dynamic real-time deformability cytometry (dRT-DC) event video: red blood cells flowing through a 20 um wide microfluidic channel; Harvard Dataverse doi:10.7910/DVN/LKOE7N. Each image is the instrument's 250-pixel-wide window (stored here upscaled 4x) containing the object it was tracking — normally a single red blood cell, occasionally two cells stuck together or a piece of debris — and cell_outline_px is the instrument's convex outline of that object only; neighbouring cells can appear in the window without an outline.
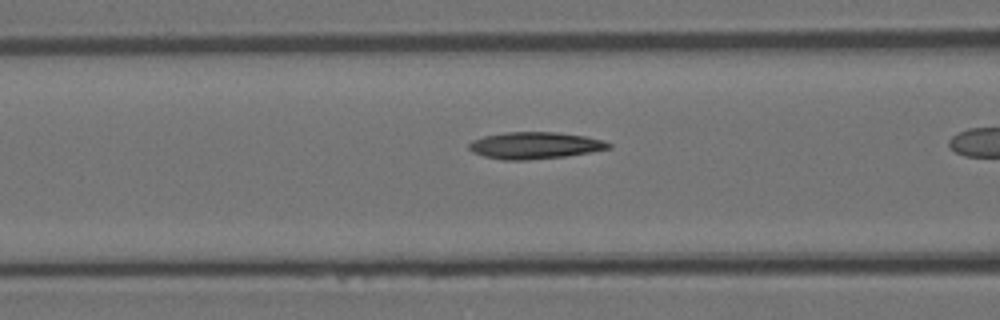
{"species": "Egyptian fruit bat (a non-hibernating species)", "species_latin": "Rousettus aegyptiacus", "temperature_condition": "room temperature", "stored_images_in_passage": 30, "camera_frame_rate_fps": 3000, "um_per_image_px": 0.085, "animal": {"sex": "female"}, "frame": {"image": 1, "passage_image": 9, "time_ms": 2.667, "image_size_px": [1000, 320], "cell_outline_px": [[612, 148], [564, 156], [528, 160], [504, 160], [484, 156], [472, 152], [468, 148], [468, 144], [472, 140], [484, 136], [504, 132], [556, 132], [584, 136], [604, 140], [612, 144]], "centroid_in_image_um": [45.44, 12.36], "position_along_channel_um": 121.2, "area_um2": 21.79}}
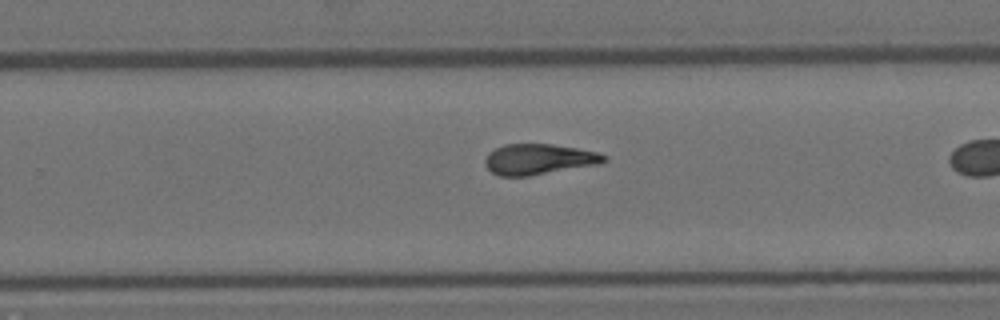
{"frame": {"image": 2, "passage_image": 22, "time_ms": 7.0, "image_size_px": [1000, 320], "cell_outline_px": [[608, 160], [596, 164], [528, 176], [500, 176], [492, 172], [484, 164], [484, 160], [488, 152], [504, 144], [552, 144], [576, 148], [596, 152], [608, 156]], "centroid_in_image_um": [45.75, 13.53], "position_along_channel_um": 284.0, "area_um2": 21.04}}